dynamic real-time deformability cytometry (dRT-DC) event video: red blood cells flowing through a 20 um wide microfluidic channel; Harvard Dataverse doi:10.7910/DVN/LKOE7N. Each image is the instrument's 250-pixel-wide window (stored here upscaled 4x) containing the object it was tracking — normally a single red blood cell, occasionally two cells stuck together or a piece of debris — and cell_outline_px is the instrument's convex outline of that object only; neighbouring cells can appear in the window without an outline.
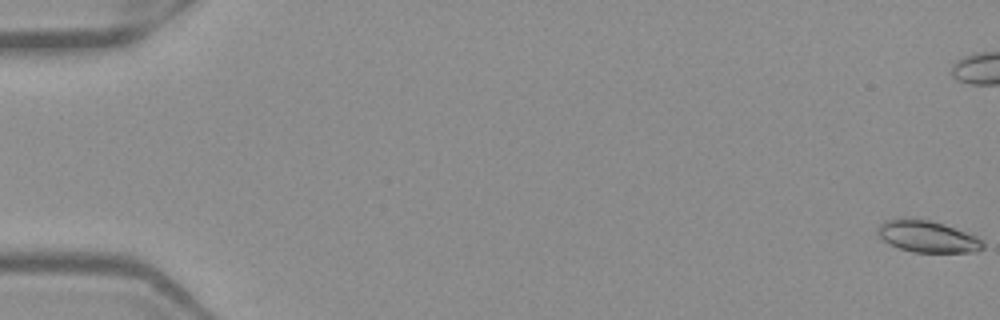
{"species": "Egyptian fruit bat (a non-hibernating species)", "species_latin": "Rousettus aegyptiacus", "temperature_condition": "warm", "stored_images_in_passage": 55, "camera_frame_rate_fps": 3000, "um_per_image_px": 0.085, "frame": {"image": 1, "passage_image": 1, "time_ms": 0.0, "image_size_px": [1000, 320], "cell_outline_px": [[984, 248], [976, 252], [912, 252], [888, 244], [876, 232], [880, 224], [884, 220], [904, 216], [912, 216], [932, 220], [944, 224], [976, 236], [984, 240]], "centroid_in_image_um": [78.81, 20.07], "position_along_channel_um": 6.2, "area_um2": 19.94}}
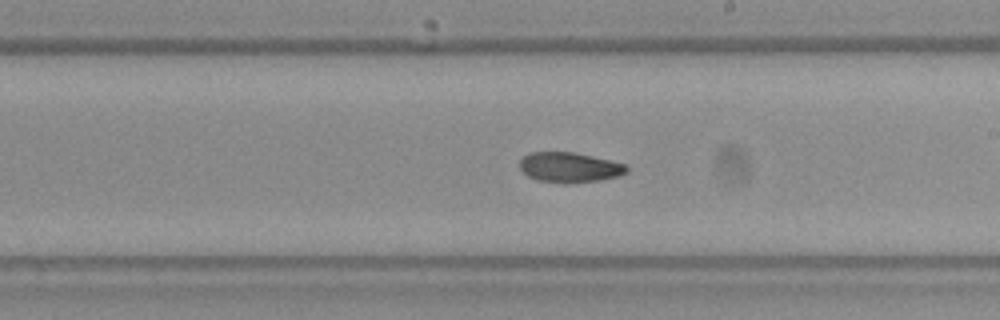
{"frame": {"image": 2, "passage_image": 32, "time_ms": 10.333, "image_size_px": [1000, 320], "cell_outline_px": [[628, 172], [620, 176], [600, 180], [564, 184], [536, 180], [528, 176], [520, 168], [520, 160], [528, 152], [576, 152], [628, 164]], "centroid_in_image_um": [48.44, 14.23], "position_along_channel_um": 240.6, "area_um2": 19.07}}
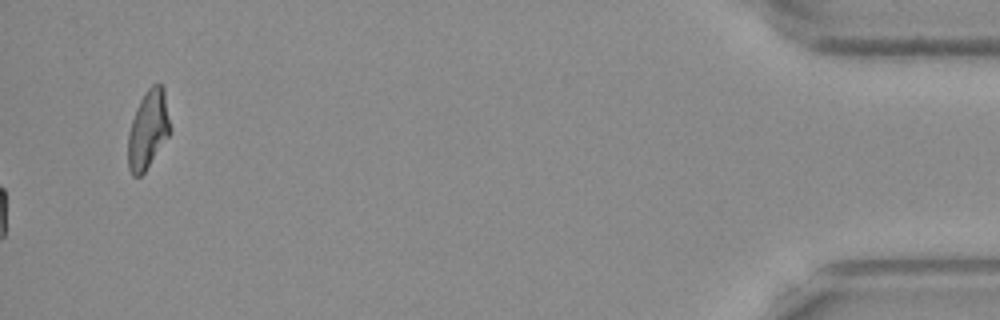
{"frame": {"image": 3, "passage_image": 55, "time_ms": 18.0, "image_size_px": [1000, 320], "cell_outline_px": [[172, 132], [144, 172], [140, 176], [132, 176], [128, 168], [128, 132], [136, 108], [144, 92], [152, 84], [160, 84], [164, 88], [172, 128]], "centroid_in_image_um": [12.61, 11.0], "position_along_channel_um": 422.6, "area_um2": 19.54}, "authors_computed_cell_mechanics": {"area_um2": 19.074, "velocity_mm_per_s": 3.9247, "shape_relaxation_time_tau1_ms": null, "shape_relaxation_time_tau2_ms": 4.0862, "deformation_change_tau1": null, "deformation_change_tau2": 0.0834}}